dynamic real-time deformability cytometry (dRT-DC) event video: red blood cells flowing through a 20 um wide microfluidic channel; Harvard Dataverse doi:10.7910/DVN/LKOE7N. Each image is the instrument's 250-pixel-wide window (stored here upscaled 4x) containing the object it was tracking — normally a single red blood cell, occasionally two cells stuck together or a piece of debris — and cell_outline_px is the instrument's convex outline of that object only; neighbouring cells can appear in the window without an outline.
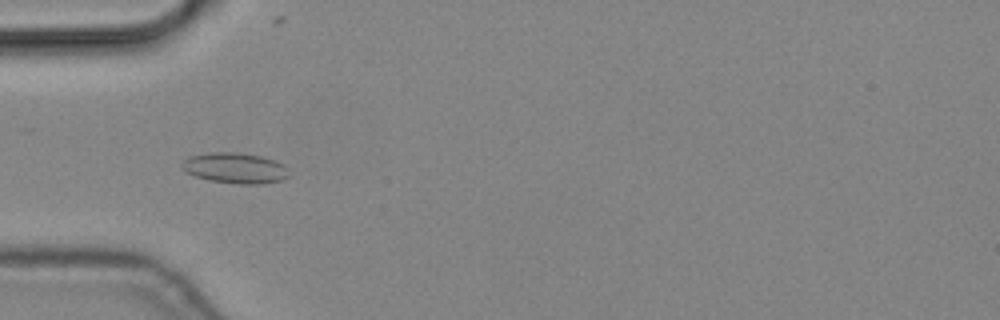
{"species": "common noctule bat (a hibernating species)", "species_latin": "Nyctalus noctula", "temperature_condition": "cold", "stored_images_in_passage": 2, "camera_frame_rate_fps": 3000, "um_per_image_px": 0.085, "animal": {"sex": "male", "body_mass_g": 19.2, "forearm_length_mm": 51.8}, "frame": {"image": 1, "passage_image": 1, "time_ms": 0.0, "image_size_px": [1000, 320], "cell_outline_px": [[288, 176], [284, 180], [264, 184], [240, 184], [208, 180], [196, 176], [188, 172], [180, 164], [184, 160], [192, 156], [208, 152], [236, 152], [260, 156], [284, 164], [288, 168]], "centroid_in_image_um": [20.03, 14.29], "position_along_channel_um": 65.0, "area_um2": 19.02}}
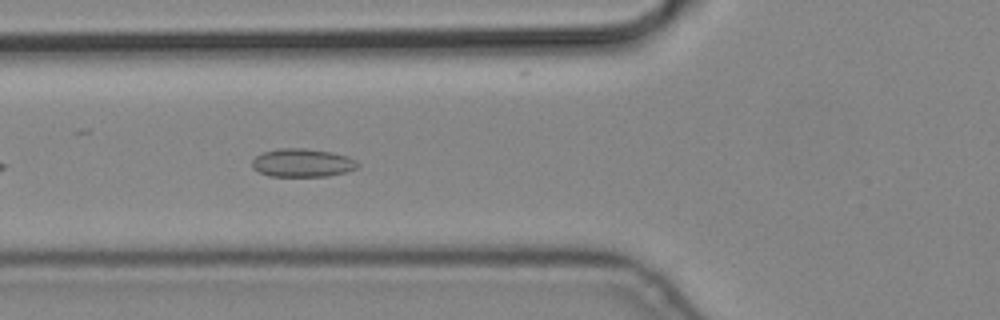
{"frame": {"image": 2, "passage_image": 2, "time_ms": 0.333, "image_size_px": [1000, 320], "cell_outline_px": [[360, 164], [356, 168], [344, 172], [328, 176], [268, 176], [252, 168], [252, 160], [260, 152], [280, 148], [304, 148], [332, 152], [348, 156], [356, 160]], "centroid_in_image_um": [25.68, 13.83], "position_along_channel_um": 100.1, "area_um2": 17.51}}